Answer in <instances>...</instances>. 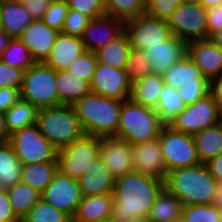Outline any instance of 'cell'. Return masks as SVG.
<instances>
[{"instance_id": "44dd1931", "label": "cell", "mask_w": 222, "mask_h": 222, "mask_svg": "<svg viewBox=\"0 0 222 222\" xmlns=\"http://www.w3.org/2000/svg\"><path fill=\"white\" fill-rule=\"evenodd\" d=\"M77 181L82 197L112 194L115 184L114 176L106 168L100 155L91 161Z\"/></svg>"}, {"instance_id": "4dcf8cb0", "label": "cell", "mask_w": 222, "mask_h": 222, "mask_svg": "<svg viewBox=\"0 0 222 222\" xmlns=\"http://www.w3.org/2000/svg\"><path fill=\"white\" fill-rule=\"evenodd\" d=\"M183 204L166 188L154 202L146 222H174L181 219Z\"/></svg>"}, {"instance_id": "91938a15", "label": "cell", "mask_w": 222, "mask_h": 222, "mask_svg": "<svg viewBox=\"0 0 222 222\" xmlns=\"http://www.w3.org/2000/svg\"><path fill=\"white\" fill-rule=\"evenodd\" d=\"M199 3L207 9H211L222 4V0H200Z\"/></svg>"}, {"instance_id": "277c9868", "label": "cell", "mask_w": 222, "mask_h": 222, "mask_svg": "<svg viewBox=\"0 0 222 222\" xmlns=\"http://www.w3.org/2000/svg\"><path fill=\"white\" fill-rule=\"evenodd\" d=\"M165 125L155 109L137 104L130 98L122 102L115 137L133 146L159 138Z\"/></svg>"}, {"instance_id": "d590c367", "label": "cell", "mask_w": 222, "mask_h": 222, "mask_svg": "<svg viewBox=\"0 0 222 222\" xmlns=\"http://www.w3.org/2000/svg\"><path fill=\"white\" fill-rule=\"evenodd\" d=\"M0 59L9 66L24 71L36 63L31 52L18 38L9 41L8 47L2 52Z\"/></svg>"}, {"instance_id": "7bdbcfd3", "label": "cell", "mask_w": 222, "mask_h": 222, "mask_svg": "<svg viewBox=\"0 0 222 222\" xmlns=\"http://www.w3.org/2000/svg\"><path fill=\"white\" fill-rule=\"evenodd\" d=\"M182 0H145V12L161 20H167Z\"/></svg>"}, {"instance_id": "9f6ffc18", "label": "cell", "mask_w": 222, "mask_h": 222, "mask_svg": "<svg viewBox=\"0 0 222 222\" xmlns=\"http://www.w3.org/2000/svg\"><path fill=\"white\" fill-rule=\"evenodd\" d=\"M216 208H222V181H216L213 201L211 203Z\"/></svg>"}, {"instance_id": "ee69618b", "label": "cell", "mask_w": 222, "mask_h": 222, "mask_svg": "<svg viewBox=\"0 0 222 222\" xmlns=\"http://www.w3.org/2000/svg\"><path fill=\"white\" fill-rule=\"evenodd\" d=\"M69 9L79 11L89 19L97 18L105 14L104 0H65Z\"/></svg>"}, {"instance_id": "03108f58", "label": "cell", "mask_w": 222, "mask_h": 222, "mask_svg": "<svg viewBox=\"0 0 222 222\" xmlns=\"http://www.w3.org/2000/svg\"><path fill=\"white\" fill-rule=\"evenodd\" d=\"M174 222H183V221H182V219H179V220H177V221H174Z\"/></svg>"}, {"instance_id": "816d5d0a", "label": "cell", "mask_w": 222, "mask_h": 222, "mask_svg": "<svg viewBox=\"0 0 222 222\" xmlns=\"http://www.w3.org/2000/svg\"><path fill=\"white\" fill-rule=\"evenodd\" d=\"M0 222H21L13 213L6 190L0 189Z\"/></svg>"}, {"instance_id": "d4e9b609", "label": "cell", "mask_w": 222, "mask_h": 222, "mask_svg": "<svg viewBox=\"0 0 222 222\" xmlns=\"http://www.w3.org/2000/svg\"><path fill=\"white\" fill-rule=\"evenodd\" d=\"M56 88L62 105H74L91 93L90 82L75 76L68 70L56 71Z\"/></svg>"}, {"instance_id": "d6986e66", "label": "cell", "mask_w": 222, "mask_h": 222, "mask_svg": "<svg viewBox=\"0 0 222 222\" xmlns=\"http://www.w3.org/2000/svg\"><path fill=\"white\" fill-rule=\"evenodd\" d=\"M144 52L150 61L153 73L162 75L187 56L188 42L173 35L159 45L146 48Z\"/></svg>"}, {"instance_id": "e0dca14e", "label": "cell", "mask_w": 222, "mask_h": 222, "mask_svg": "<svg viewBox=\"0 0 222 222\" xmlns=\"http://www.w3.org/2000/svg\"><path fill=\"white\" fill-rule=\"evenodd\" d=\"M133 171L164 180L167 176L159 138L132 146Z\"/></svg>"}, {"instance_id": "e575fe53", "label": "cell", "mask_w": 222, "mask_h": 222, "mask_svg": "<svg viewBox=\"0 0 222 222\" xmlns=\"http://www.w3.org/2000/svg\"><path fill=\"white\" fill-rule=\"evenodd\" d=\"M38 108L29 102L19 100L5 112L6 126L10 134L36 124Z\"/></svg>"}, {"instance_id": "7a4b0ae2", "label": "cell", "mask_w": 222, "mask_h": 222, "mask_svg": "<svg viewBox=\"0 0 222 222\" xmlns=\"http://www.w3.org/2000/svg\"><path fill=\"white\" fill-rule=\"evenodd\" d=\"M122 102L93 92L79 99L73 107L85 135L115 137Z\"/></svg>"}, {"instance_id": "6da1fadb", "label": "cell", "mask_w": 222, "mask_h": 222, "mask_svg": "<svg viewBox=\"0 0 222 222\" xmlns=\"http://www.w3.org/2000/svg\"><path fill=\"white\" fill-rule=\"evenodd\" d=\"M164 188V180L135 171L115 179L111 217L116 222L147 221Z\"/></svg>"}, {"instance_id": "f5cc1de1", "label": "cell", "mask_w": 222, "mask_h": 222, "mask_svg": "<svg viewBox=\"0 0 222 222\" xmlns=\"http://www.w3.org/2000/svg\"><path fill=\"white\" fill-rule=\"evenodd\" d=\"M210 93L222 113V73L210 81Z\"/></svg>"}, {"instance_id": "7c38bea8", "label": "cell", "mask_w": 222, "mask_h": 222, "mask_svg": "<svg viewBox=\"0 0 222 222\" xmlns=\"http://www.w3.org/2000/svg\"><path fill=\"white\" fill-rule=\"evenodd\" d=\"M207 13L200 3L182 2L168 19L172 34L186 42L207 39Z\"/></svg>"}, {"instance_id": "6f0895ef", "label": "cell", "mask_w": 222, "mask_h": 222, "mask_svg": "<svg viewBox=\"0 0 222 222\" xmlns=\"http://www.w3.org/2000/svg\"><path fill=\"white\" fill-rule=\"evenodd\" d=\"M12 38L7 35L3 30L0 31V56L2 52L8 47L9 41Z\"/></svg>"}, {"instance_id": "11a10c76", "label": "cell", "mask_w": 222, "mask_h": 222, "mask_svg": "<svg viewBox=\"0 0 222 222\" xmlns=\"http://www.w3.org/2000/svg\"><path fill=\"white\" fill-rule=\"evenodd\" d=\"M10 137L11 134L6 126L5 113L0 111V142H8Z\"/></svg>"}, {"instance_id": "b9f144b4", "label": "cell", "mask_w": 222, "mask_h": 222, "mask_svg": "<svg viewBox=\"0 0 222 222\" xmlns=\"http://www.w3.org/2000/svg\"><path fill=\"white\" fill-rule=\"evenodd\" d=\"M68 10L69 6L65 0H53L42 20L49 27L61 32Z\"/></svg>"}, {"instance_id": "5b68a950", "label": "cell", "mask_w": 222, "mask_h": 222, "mask_svg": "<svg viewBox=\"0 0 222 222\" xmlns=\"http://www.w3.org/2000/svg\"><path fill=\"white\" fill-rule=\"evenodd\" d=\"M36 125L58 151L85 135L72 105L40 108Z\"/></svg>"}, {"instance_id": "6125c7cd", "label": "cell", "mask_w": 222, "mask_h": 222, "mask_svg": "<svg viewBox=\"0 0 222 222\" xmlns=\"http://www.w3.org/2000/svg\"><path fill=\"white\" fill-rule=\"evenodd\" d=\"M200 0H182V2L199 3Z\"/></svg>"}, {"instance_id": "cb8c5ba5", "label": "cell", "mask_w": 222, "mask_h": 222, "mask_svg": "<svg viewBox=\"0 0 222 222\" xmlns=\"http://www.w3.org/2000/svg\"><path fill=\"white\" fill-rule=\"evenodd\" d=\"M112 194L82 197L72 220L75 222H97L112 216Z\"/></svg>"}, {"instance_id": "30bf717a", "label": "cell", "mask_w": 222, "mask_h": 222, "mask_svg": "<svg viewBox=\"0 0 222 222\" xmlns=\"http://www.w3.org/2000/svg\"><path fill=\"white\" fill-rule=\"evenodd\" d=\"M220 121H222V113L209 92L202 99L187 105L184 111L176 116L169 125L176 131L193 136Z\"/></svg>"}, {"instance_id": "9c48e42d", "label": "cell", "mask_w": 222, "mask_h": 222, "mask_svg": "<svg viewBox=\"0 0 222 222\" xmlns=\"http://www.w3.org/2000/svg\"><path fill=\"white\" fill-rule=\"evenodd\" d=\"M100 137L84 135L57 153L58 171L78 180L91 161L99 155Z\"/></svg>"}, {"instance_id": "484cf974", "label": "cell", "mask_w": 222, "mask_h": 222, "mask_svg": "<svg viewBox=\"0 0 222 222\" xmlns=\"http://www.w3.org/2000/svg\"><path fill=\"white\" fill-rule=\"evenodd\" d=\"M165 85L175 89L183 85L197 84V82H210L203 77L200 69L187 55L183 60L177 62L162 74Z\"/></svg>"}, {"instance_id": "f6af8a7d", "label": "cell", "mask_w": 222, "mask_h": 222, "mask_svg": "<svg viewBox=\"0 0 222 222\" xmlns=\"http://www.w3.org/2000/svg\"><path fill=\"white\" fill-rule=\"evenodd\" d=\"M90 19L79 11L69 9L61 33L81 36Z\"/></svg>"}, {"instance_id": "f546056e", "label": "cell", "mask_w": 222, "mask_h": 222, "mask_svg": "<svg viewBox=\"0 0 222 222\" xmlns=\"http://www.w3.org/2000/svg\"><path fill=\"white\" fill-rule=\"evenodd\" d=\"M22 166L9 142H0V189L8 190L21 181Z\"/></svg>"}, {"instance_id": "836d02e7", "label": "cell", "mask_w": 222, "mask_h": 222, "mask_svg": "<svg viewBox=\"0 0 222 222\" xmlns=\"http://www.w3.org/2000/svg\"><path fill=\"white\" fill-rule=\"evenodd\" d=\"M186 106L187 104L181 99L178 89L164 84L155 111L161 120L169 125L176 116L184 111Z\"/></svg>"}, {"instance_id": "83f0119b", "label": "cell", "mask_w": 222, "mask_h": 222, "mask_svg": "<svg viewBox=\"0 0 222 222\" xmlns=\"http://www.w3.org/2000/svg\"><path fill=\"white\" fill-rule=\"evenodd\" d=\"M164 84L162 75L154 73L146 75L132 85L130 98L137 104L156 109Z\"/></svg>"}, {"instance_id": "f35d334b", "label": "cell", "mask_w": 222, "mask_h": 222, "mask_svg": "<svg viewBox=\"0 0 222 222\" xmlns=\"http://www.w3.org/2000/svg\"><path fill=\"white\" fill-rule=\"evenodd\" d=\"M70 220L67 214L41 199L21 222H69Z\"/></svg>"}, {"instance_id": "ab89813d", "label": "cell", "mask_w": 222, "mask_h": 222, "mask_svg": "<svg viewBox=\"0 0 222 222\" xmlns=\"http://www.w3.org/2000/svg\"><path fill=\"white\" fill-rule=\"evenodd\" d=\"M219 209L212 204L185 205L182 208L183 222H219Z\"/></svg>"}, {"instance_id": "52a82bcc", "label": "cell", "mask_w": 222, "mask_h": 222, "mask_svg": "<svg viewBox=\"0 0 222 222\" xmlns=\"http://www.w3.org/2000/svg\"><path fill=\"white\" fill-rule=\"evenodd\" d=\"M8 142L22 165L57 161L58 150L41 134L36 124L13 132Z\"/></svg>"}, {"instance_id": "94428289", "label": "cell", "mask_w": 222, "mask_h": 222, "mask_svg": "<svg viewBox=\"0 0 222 222\" xmlns=\"http://www.w3.org/2000/svg\"><path fill=\"white\" fill-rule=\"evenodd\" d=\"M97 222H116L112 217L106 218V219H102L100 221Z\"/></svg>"}, {"instance_id": "ac0fdd59", "label": "cell", "mask_w": 222, "mask_h": 222, "mask_svg": "<svg viewBox=\"0 0 222 222\" xmlns=\"http://www.w3.org/2000/svg\"><path fill=\"white\" fill-rule=\"evenodd\" d=\"M59 33L40 19L28 25L18 39L28 48L36 62H45Z\"/></svg>"}, {"instance_id": "f1b7e54d", "label": "cell", "mask_w": 222, "mask_h": 222, "mask_svg": "<svg viewBox=\"0 0 222 222\" xmlns=\"http://www.w3.org/2000/svg\"><path fill=\"white\" fill-rule=\"evenodd\" d=\"M58 172V161H46L22 166L21 181L43 193Z\"/></svg>"}, {"instance_id": "4316f807", "label": "cell", "mask_w": 222, "mask_h": 222, "mask_svg": "<svg viewBox=\"0 0 222 222\" xmlns=\"http://www.w3.org/2000/svg\"><path fill=\"white\" fill-rule=\"evenodd\" d=\"M193 139L202 164L222 154V121L196 133Z\"/></svg>"}, {"instance_id": "2e32d148", "label": "cell", "mask_w": 222, "mask_h": 222, "mask_svg": "<svg viewBox=\"0 0 222 222\" xmlns=\"http://www.w3.org/2000/svg\"><path fill=\"white\" fill-rule=\"evenodd\" d=\"M100 157L115 179L133 172L132 146L117 137H104L100 141Z\"/></svg>"}, {"instance_id": "e7e4bbea", "label": "cell", "mask_w": 222, "mask_h": 222, "mask_svg": "<svg viewBox=\"0 0 222 222\" xmlns=\"http://www.w3.org/2000/svg\"><path fill=\"white\" fill-rule=\"evenodd\" d=\"M2 30H3V24H2L1 15H0V31Z\"/></svg>"}, {"instance_id": "c3c4849f", "label": "cell", "mask_w": 222, "mask_h": 222, "mask_svg": "<svg viewBox=\"0 0 222 222\" xmlns=\"http://www.w3.org/2000/svg\"><path fill=\"white\" fill-rule=\"evenodd\" d=\"M53 0H23L26 11L34 20L43 19L46 10Z\"/></svg>"}, {"instance_id": "f907efd6", "label": "cell", "mask_w": 222, "mask_h": 222, "mask_svg": "<svg viewBox=\"0 0 222 222\" xmlns=\"http://www.w3.org/2000/svg\"><path fill=\"white\" fill-rule=\"evenodd\" d=\"M222 29V4L208 9L207 13V39Z\"/></svg>"}, {"instance_id": "ba28073f", "label": "cell", "mask_w": 222, "mask_h": 222, "mask_svg": "<svg viewBox=\"0 0 222 222\" xmlns=\"http://www.w3.org/2000/svg\"><path fill=\"white\" fill-rule=\"evenodd\" d=\"M159 142L167 173L178 168L201 164L192 135L176 131L170 125H165L161 130Z\"/></svg>"}, {"instance_id": "db71d44e", "label": "cell", "mask_w": 222, "mask_h": 222, "mask_svg": "<svg viewBox=\"0 0 222 222\" xmlns=\"http://www.w3.org/2000/svg\"><path fill=\"white\" fill-rule=\"evenodd\" d=\"M205 164L216 181H222V154L210 159Z\"/></svg>"}, {"instance_id": "681fc988", "label": "cell", "mask_w": 222, "mask_h": 222, "mask_svg": "<svg viewBox=\"0 0 222 222\" xmlns=\"http://www.w3.org/2000/svg\"><path fill=\"white\" fill-rule=\"evenodd\" d=\"M20 99V89L0 88V111L7 112Z\"/></svg>"}, {"instance_id": "9a60e30c", "label": "cell", "mask_w": 222, "mask_h": 222, "mask_svg": "<svg viewBox=\"0 0 222 222\" xmlns=\"http://www.w3.org/2000/svg\"><path fill=\"white\" fill-rule=\"evenodd\" d=\"M124 31V21L112 15L104 14L90 19L84 29L81 40L86 51L96 52L105 47Z\"/></svg>"}, {"instance_id": "8992f818", "label": "cell", "mask_w": 222, "mask_h": 222, "mask_svg": "<svg viewBox=\"0 0 222 222\" xmlns=\"http://www.w3.org/2000/svg\"><path fill=\"white\" fill-rule=\"evenodd\" d=\"M20 97L38 109L62 105L56 88V71L44 62H36L24 72Z\"/></svg>"}, {"instance_id": "5bb4252c", "label": "cell", "mask_w": 222, "mask_h": 222, "mask_svg": "<svg viewBox=\"0 0 222 222\" xmlns=\"http://www.w3.org/2000/svg\"><path fill=\"white\" fill-rule=\"evenodd\" d=\"M41 199L72 219L82 199V194L76 179L64 176L58 171L41 194Z\"/></svg>"}, {"instance_id": "be15d7a7", "label": "cell", "mask_w": 222, "mask_h": 222, "mask_svg": "<svg viewBox=\"0 0 222 222\" xmlns=\"http://www.w3.org/2000/svg\"><path fill=\"white\" fill-rule=\"evenodd\" d=\"M219 222H222V208L219 209Z\"/></svg>"}, {"instance_id": "1f68e13d", "label": "cell", "mask_w": 222, "mask_h": 222, "mask_svg": "<svg viewBox=\"0 0 222 222\" xmlns=\"http://www.w3.org/2000/svg\"><path fill=\"white\" fill-rule=\"evenodd\" d=\"M129 49V38L126 32L123 31L105 47L97 50L95 54L99 63L107 64L117 69H125Z\"/></svg>"}, {"instance_id": "8fae6325", "label": "cell", "mask_w": 222, "mask_h": 222, "mask_svg": "<svg viewBox=\"0 0 222 222\" xmlns=\"http://www.w3.org/2000/svg\"><path fill=\"white\" fill-rule=\"evenodd\" d=\"M124 31L128 35L130 47L139 50L159 45L173 36L167 20L146 12L124 21Z\"/></svg>"}, {"instance_id": "ffe728a7", "label": "cell", "mask_w": 222, "mask_h": 222, "mask_svg": "<svg viewBox=\"0 0 222 222\" xmlns=\"http://www.w3.org/2000/svg\"><path fill=\"white\" fill-rule=\"evenodd\" d=\"M187 55L209 81L222 73V50L209 38L188 42Z\"/></svg>"}, {"instance_id": "8d00e7d4", "label": "cell", "mask_w": 222, "mask_h": 222, "mask_svg": "<svg viewBox=\"0 0 222 222\" xmlns=\"http://www.w3.org/2000/svg\"><path fill=\"white\" fill-rule=\"evenodd\" d=\"M105 14L126 21L145 13V0H104Z\"/></svg>"}, {"instance_id": "60d3db41", "label": "cell", "mask_w": 222, "mask_h": 222, "mask_svg": "<svg viewBox=\"0 0 222 222\" xmlns=\"http://www.w3.org/2000/svg\"><path fill=\"white\" fill-rule=\"evenodd\" d=\"M97 63L96 54L92 51H85L66 70L81 79L91 82Z\"/></svg>"}, {"instance_id": "d6a6232c", "label": "cell", "mask_w": 222, "mask_h": 222, "mask_svg": "<svg viewBox=\"0 0 222 222\" xmlns=\"http://www.w3.org/2000/svg\"><path fill=\"white\" fill-rule=\"evenodd\" d=\"M6 191L13 213L20 221L41 200V193L22 181Z\"/></svg>"}, {"instance_id": "3957f363", "label": "cell", "mask_w": 222, "mask_h": 222, "mask_svg": "<svg viewBox=\"0 0 222 222\" xmlns=\"http://www.w3.org/2000/svg\"><path fill=\"white\" fill-rule=\"evenodd\" d=\"M215 186L216 179L202 163L170 171L165 179V188L177 196L183 206L211 204Z\"/></svg>"}, {"instance_id": "603a6c76", "label": "cell", "mask_w": 222, "mask_h": 222, "mask_svg": "<svg viewBox=\"0 0 222 222\" xmlns=\"http://www.w3.org/2000/svg\"><path fill=\"white\" fill-rule=\"evenodd\" d=\"M0 15L3 31L12 39L18 38L34 21L22 2L15 0H0Z\"/></svg>"}, {"instance_id": "7402d4cb", "label": "cell", "mask_w": 222, "mask_h": 222, "mask_svg": "<svg viewBox=\"0 0 222 222\" xmlns=\"http://www.w3.org/2000/svg\"><path fill=\"white\" fill-rule=\"evenodd\" d=\"M86 51L80 36L59 33L50 56L44 62L55 71L66 70Z\"/></svg>"}, {"instance_id": "4fadbf2b", "label": "cell", "mask_w": 222, "mask_h": 222, "mask_svg": "<svg viewBox=\"0 0 222 222\" xmlns=\"http://www.w3.org/2000/svg\"><path fill=\"white\" fill-rule=\"evenodd\" d=\"M90 86L93 93L120 101L130 99L132 93V84L125 69H117L99 62Z\"/></svg>"}, {"instance_id": "7dc6e473", "label": "cell", "mask_w": 222, "mask_h": 222, "mask_svg": "<svg viewBox=\"0 0 222 222\" xmlns=\"http://www.w3.org/2000/svg\"><path fill=\"white\" fill-rule=\"evenodd\" d=\"M178 91L185 104H193L210 92V82H197V84L183 85Z\"/></svg>"}, {"instance_id": "bcb514c9", "label": "cell", "mask_w": 222, "mask_h": 222, "mask_svg": "<svg viewBox=\"0 0 222 222\" xmlns=\"http://www.w3.org/2000/svg\"><path fill=\"white\" fill-rule=\"evenodd\" d=\"M24 70L9 66L0 59V88L21 89Z\"/></svg>"}, {"instance_id": "74e56055", "label": "cell", "mask_w": 222, "mask_h": 222, "mask_svg": "<svg viewBox=\"0 0 222 222\" xmlns=\"http://www.w3.org/2000/svg\"><path fill=\"white\" fill-rule=\"evenodd\" d=\"M147 58L144 50L130 47L125 71L132 85L144 76L153 73L150 61Z\"/></svg>"}, {"instance_id": "680465c9", "label": "cell", "mask_w": 222, "mask_h": 222, "mask_svg": "<svg viewBox=\"0 0 222 222\" xmlns=\"http://www.w3.org/2000/svg\"><path fill=\"white\" fill-rule=\"evenodd\" d=\"M209 39L222 50V29L213 33Z\"/></svg>"}]
</instances>
